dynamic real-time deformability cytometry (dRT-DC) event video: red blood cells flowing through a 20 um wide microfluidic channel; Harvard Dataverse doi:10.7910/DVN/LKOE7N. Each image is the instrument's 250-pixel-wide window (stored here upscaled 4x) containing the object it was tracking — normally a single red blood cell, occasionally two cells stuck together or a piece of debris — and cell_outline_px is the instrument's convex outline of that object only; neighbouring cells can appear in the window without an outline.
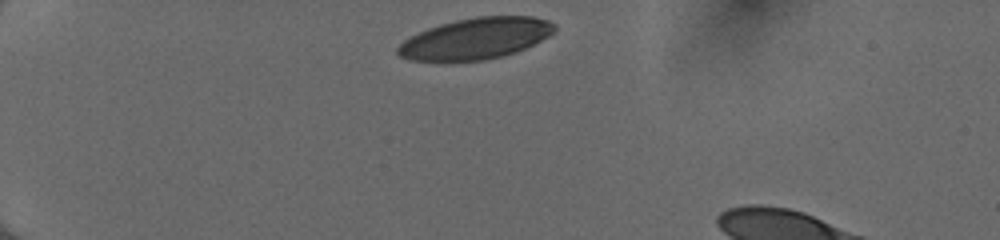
{"species": "human", "species_latin": "Homo sapiens", "temperature_condition": "cold", "stored_images_in_passage": 33, "camera_frame_rate_fps": 3000, "um_per_image_px": 0.085, "donor": {"sex": "female"}, "frame": {"image": 1, "passage_image": 1, "time_ms": 0.0, "image_size_px": [1000, 240], "cell_outline_px": [[556, 28], [548, 36], [516, 52], [504, 56], [484, 60], [448, 64], [408, 60], [400, 56], [396, 52], [396, 48], [404, 40], [428, 28], [440, 24], [456, 20], [476, 16], [532, 16], [548, 20], [556, 24]], "centroid_in_image_um": [40.37, 3.32], "position_along_channel_um": 44.6, "area_um2": 38.38}}
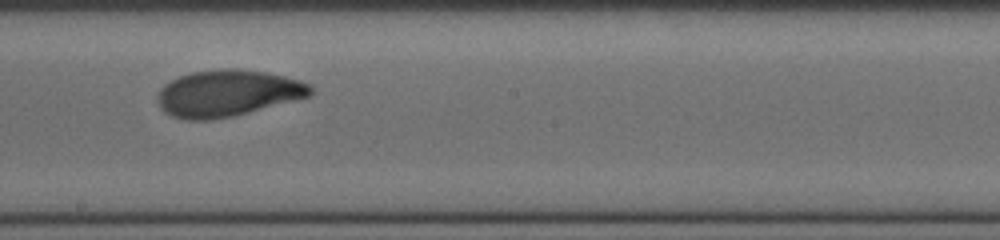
{"frame": {"image": 2, "passage_image": 19, "time_ms": 6.0, "image_size_px": [1000, 240], "cell_outline_px": [[312, 92], [308, 96], [232, 116], [212, 120], [184, 120], [172, 116], [164, 112], [160, 108], [156, 100], [156, 96], [160, 88], [164, 84], [180, 76], [192, 72], [220, 68], [236, 68], [268, 72], [288, 76], [312, 84]], "centroid_in_image_um": [19.31, 7.91], "position_along_channel_um": 228.9, "area_um2": 41.67}}
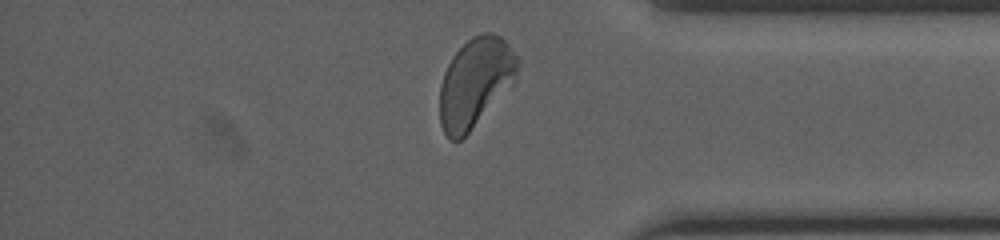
{"frame": {"image": 3, "passage_image": 32, "time_ms": 10.333, "image_size_px": [1000, 240], "cell_outline_px": [[520, 60], [516, 80], [468, 132], [460, 140], [452, 140], [444, 132], [440, 124], [440, 84], [444, 72], [452, 56], [472, 36], [480, 32], [492, 32], [500, 36], [508, 44]], "centroid_in_image_um": [40.4, 6.97], "position_along_channel_um": 394.8, "area_um2": 40.17}, "authors_computed_cell_mechanics": {"area_um2": 40.9802, "velocity_mm_per_s": 4.02, "shape_relaxation_time_tau1_ms": 3.0453, "shape_relaxation_time_tau2_ms": 1.3241, "deformation_change_tau1": 0.1533, "deformation_change_tau2": 0.0644}}